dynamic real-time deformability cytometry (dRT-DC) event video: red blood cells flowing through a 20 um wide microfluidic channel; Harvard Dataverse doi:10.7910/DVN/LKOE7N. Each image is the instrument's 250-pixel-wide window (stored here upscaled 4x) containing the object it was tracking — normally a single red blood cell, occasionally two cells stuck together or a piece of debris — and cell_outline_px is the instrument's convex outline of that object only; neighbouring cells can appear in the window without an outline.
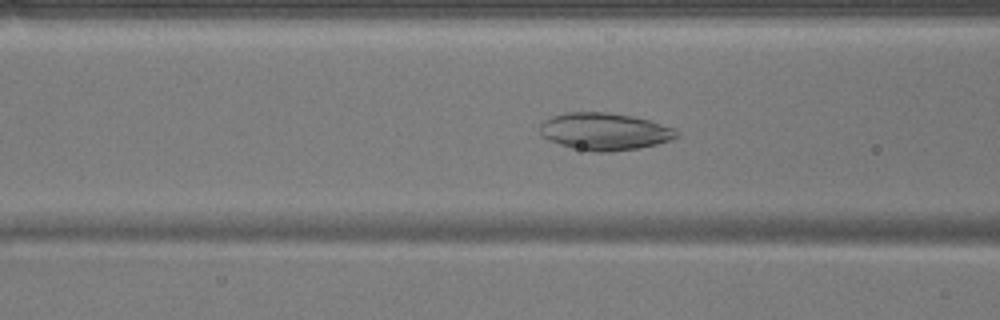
{"species": "common noctule bat (a hibernating species)", "species_latin": "Nyctalus noctula", "temperature_condition": "warm", "stored_images_in_passage": 42, "camera_frame_rate_fps": 3000, "um_per_image_px": 0.085, "animal": {"sex": "male", "body_mass_g": 17.9}, "frame": {"image": 1, "passage_image": 18, "time_ms": 5.667, "image_size_px": [1000, 320], "cell_outline_px": [[680, 136], [656, 144], [636, 148], [612, 152], [596, 152], [572, 148], [548, 140], [540, 136], [540, 124], [544, 120], [552, 116], [564, 112], [604, 112], [632, 116], [648, 120], [676, 128], [680, 132]], "centroid_in_image_um": [51.37, 11.17], "position_along_channel_um": 115.2, "area_um2": 29.77}}
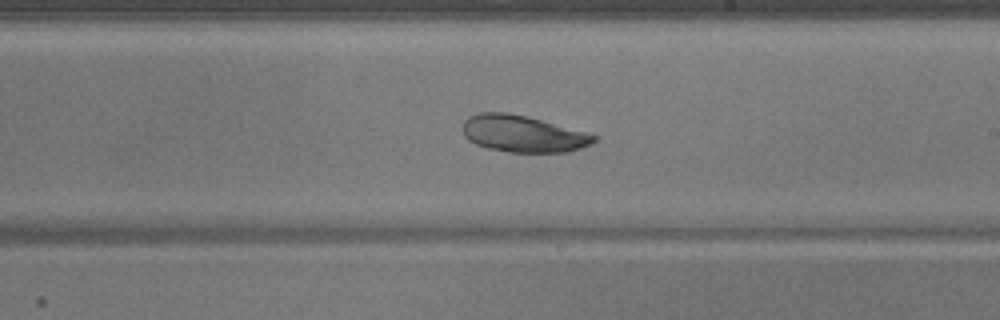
{"frame": {"image": 2, "passage_image": 28, "time_ms": 9.0, "image_size_px": [1000, 320], "cell_outline_px": [[596, 140], [592, 144], [568, 152], [508, 152], [488, 148], [476, 144], [468, 140], [464, 136], [464, 120], [468, 116], [480, 112], [508, 112], [528, 116], [588, 132], [596, 136]], "centroid_in_image_um": [44.46, 11.36], "position_along_channel_um": 244.5, "area_um2": 28.26}}
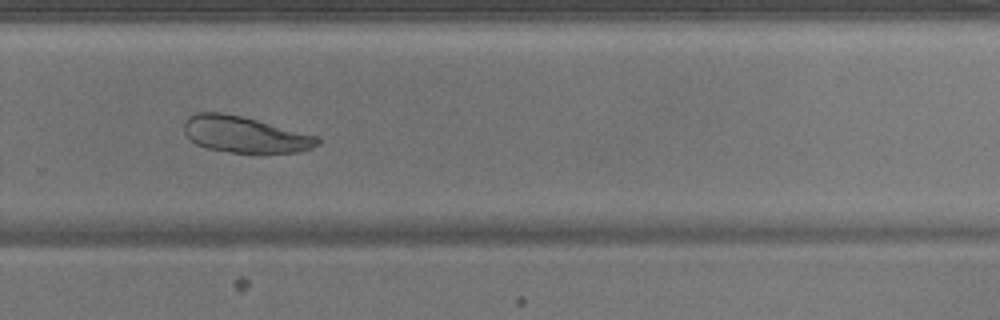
{"frame": {"image": 3, "passage_image": 33, "time_ms": 10.667, "image_size_px": [1000, 320], "cell_outline_px": [[320, 144], [312, 148], [300, 152], [264, 156], [256, 156], [228, 152], [208, 148], [196, 144], [188, 140], [184, 132], [184, 120], [188, 116], [196, 112], [220, 112], [240, 116], [320, 136]], "centroid_in_image_um": [20.85, 11.49], "position_along_channel_um": 308.9, "area_um2": 29.42}}